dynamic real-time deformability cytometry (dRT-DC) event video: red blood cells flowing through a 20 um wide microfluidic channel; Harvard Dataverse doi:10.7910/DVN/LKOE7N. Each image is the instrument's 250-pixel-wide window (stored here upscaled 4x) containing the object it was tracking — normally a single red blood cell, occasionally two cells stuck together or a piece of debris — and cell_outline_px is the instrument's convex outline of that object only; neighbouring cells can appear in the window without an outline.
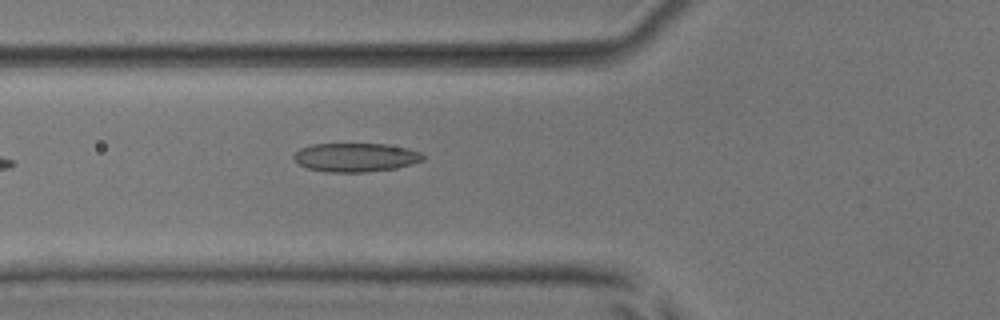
{"species": "common noctule bat (a hibernating species)", "species_latin": "Nyctalus noctula", "temperature_condition": "room temperature", "stored_images_in_passage": 5, "camera_frame_rate_fps": 3000, "um_per_image_px": 0.085, "animal": {"sex": "male", "body_mass_g": 17.9, "forearm_length_mm": 54.2}, "frame": {"image": 1, "passage_image": 5, "time_ms": 5.667, "image_size_px": [1000, 320], "cell_outline_px": [[424, 160], [412, 164], [396, 168], [364, 172], [328, 172], [308, 168], [300, 164], [292, 156], [300, 148], [312, 144], [388, 144], [408, 148], [420, 152], [424, 156]], "centroid_in_image_um": [30.25, 13.37], "position_along_channel_um": 95.5, "area_um2": 21.62}}